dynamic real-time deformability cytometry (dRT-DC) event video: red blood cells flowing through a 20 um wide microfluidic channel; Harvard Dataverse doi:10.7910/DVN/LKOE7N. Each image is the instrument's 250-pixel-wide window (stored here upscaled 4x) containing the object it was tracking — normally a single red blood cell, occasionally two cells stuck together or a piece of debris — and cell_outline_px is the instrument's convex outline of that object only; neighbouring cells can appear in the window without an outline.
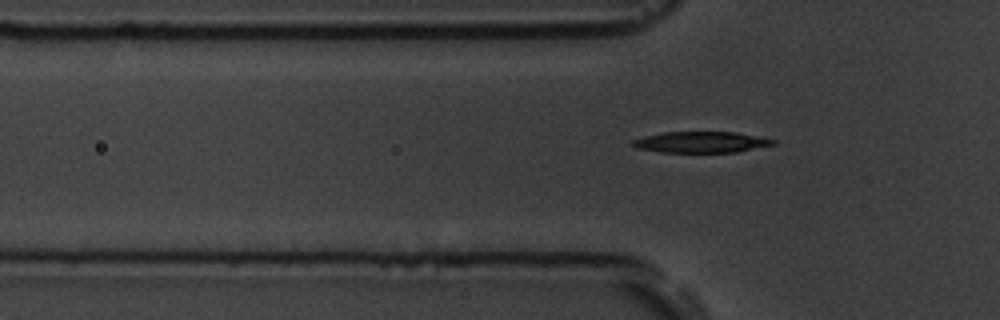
{"species": "common noctule bat (a hibernating species)", "species_latin": "Nyctalus noctula", "temperature_condition": "room temperature", "stored_images_in_passage": 8, "segment_of_instrument_passage": [2, 2], "camera_frame_rate_fps": 3000, "um_per_image_px": 0.085, "animal": {"sex": "male", "body_mass_g": 19.5, "forearm_length_mm": 54.6}, "frame": {"image": 1, "passage_image": 8, "time_ms": 2.333, "image_size_px": [1000, 320], "cell_outline_px": [[776, 144], [736, 152], [660, 152], [636, 148], [632, 144], [632, 140], [644, 136], [664, 132], [736, 132], [776, 140]], "centroid_in_image_um": [59.58, 12.08], "position_along_channel_um": 66.2, "area_um2": 17.17}}